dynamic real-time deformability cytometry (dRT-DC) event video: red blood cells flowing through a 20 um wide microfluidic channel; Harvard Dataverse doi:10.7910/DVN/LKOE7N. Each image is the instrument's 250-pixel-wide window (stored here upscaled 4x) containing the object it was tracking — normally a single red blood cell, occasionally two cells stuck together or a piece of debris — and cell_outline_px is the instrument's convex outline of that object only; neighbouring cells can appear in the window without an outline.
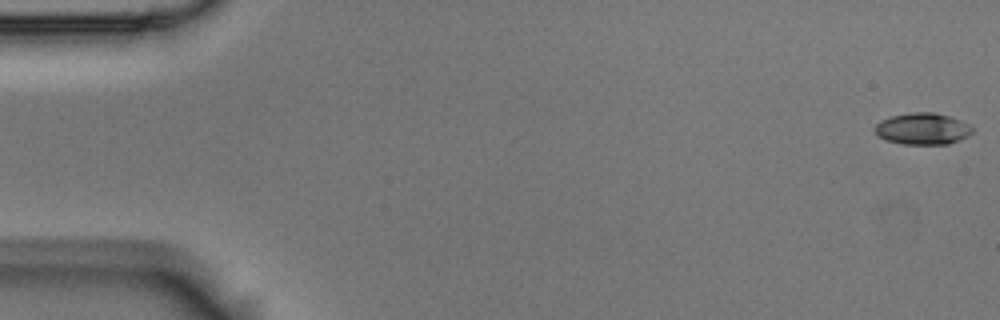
{"species": "Egyptian fruit bat (a non-hibernating species)", "species_latin": "Rousettus aegyptiacus", "temperature_condition": "room temperature", "stored_images_in_passage": 54, "camera_frame_rate_fps": 3000, "um_per_image_px": 0.085, "animal": {"sex": "male"}, "frame": {"image": 1, "passage_image": 1, "time_ms": 0.0, "image_size_px": [1000, 320], "cell_outline_px": [[972, 132], [968, 136], [960, 140], [948, 144], [900, 144], [888, 140], [880, 136], [872, 128], [880, 120], [888, 116], [912, 112], [936, 112], [960, 120], [968, 124], [972, 128]], "centroid_in_image_um": [78.4, 10.93], "position_along_channel_um": 6.6, "area_um2": 18.03}}
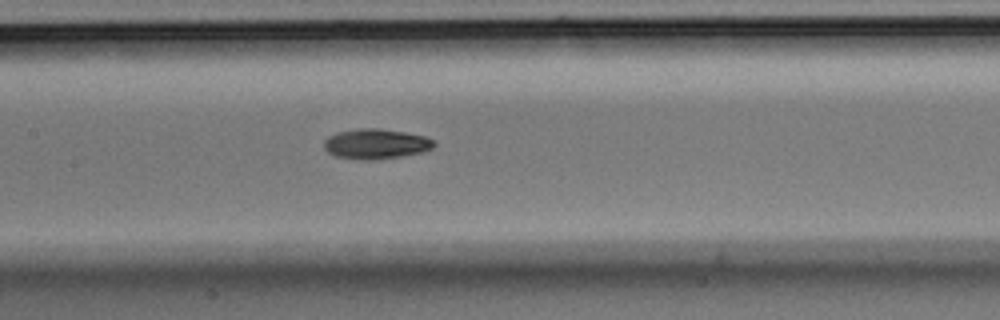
{"frame": {"image": 2, "passage_image": 26, "time_ms": 8.333, "image_size_px": [1000, 320], "cell_outline_px": [[436, 144], [432, 148], [424, 152], [400, 156], [372, 160], [360, 160], [336, 156], [328, 152], [324, 148], [324, 140], [328, 136], [336, 132], [360, 128], [380, 128], [404, 132], [424, 136], [432, 140]], "centroid_in_image_um": [31.93, 12.23], "position_along_channel_um": 175.5, "area_um2": 19.31}}
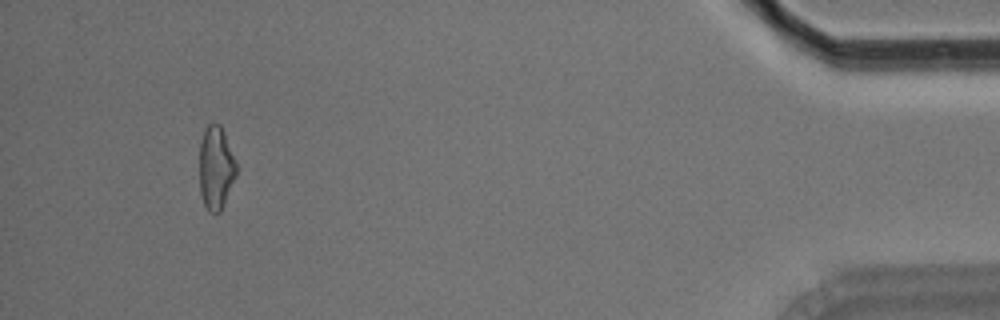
{"frame": {"image": 3, "passage_image": 51, "time_ms": 16.667, "image_size_px": [1000, 320], "cell_outline_px": [[236, 176], [220, 212], [208, 212], [204, 204], [200, 192], [200, 144], [204, 128], [208, 124], [220, 124], [224, 132], [236, 160]], "centroid_in_image_um": [18.35, 14.25], "position_along_channel_um": 416.8, "area_um2": 17.86}, "authors_computed_cell_mechanics": {"area_um2": 18.1492, "velocity_mm_per_s": 3.7377, "shape_relaxation_time_tau1_ms": 5.7067, "shape_relaxation_time_tau2_ms": 8.871, "deformation_change_tau1": 0.1532, "deformation_change_tau2": 0.1664}}